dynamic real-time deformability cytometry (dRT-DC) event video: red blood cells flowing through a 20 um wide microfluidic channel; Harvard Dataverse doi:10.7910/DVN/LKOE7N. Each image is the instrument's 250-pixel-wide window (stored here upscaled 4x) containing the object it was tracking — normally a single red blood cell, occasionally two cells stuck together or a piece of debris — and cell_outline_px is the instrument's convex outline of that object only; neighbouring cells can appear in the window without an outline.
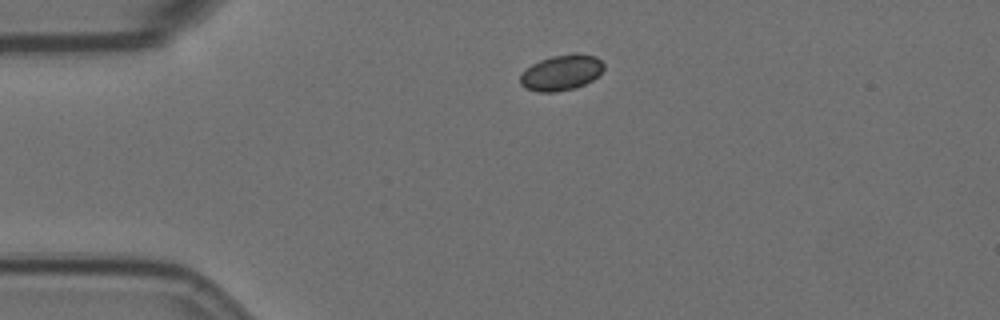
{"species": "Egyptian fruit bat (a non-hibernating species)", "species_latin": "Rousettus aegyptiacus", "temperature_condition": "room temperature", "stored_images_in_passage": 2, "camera_frame_rate_fps": 3000, "um_per_image_px": 0.085, "animal": {"sex": "female"}, "frame": {"image": 1, "passage_image": 1, "time_ms": 0.0, "image_size_px": [1000, 320], "cell_outline_px": [[604, 68], [592, 80], [584, 84], [572, 88], [556, 92], [540, 92], [524, 88], [520, 84], [520, 76], [532, 64], [540, 60], [552, 56], [572, 52], [576, 52], [596, 56], [604, 64]], "centroid_in_image_um": [47.71, 6.15], "position_along_channel_um": 37.3, "area_um2": 17.28}}
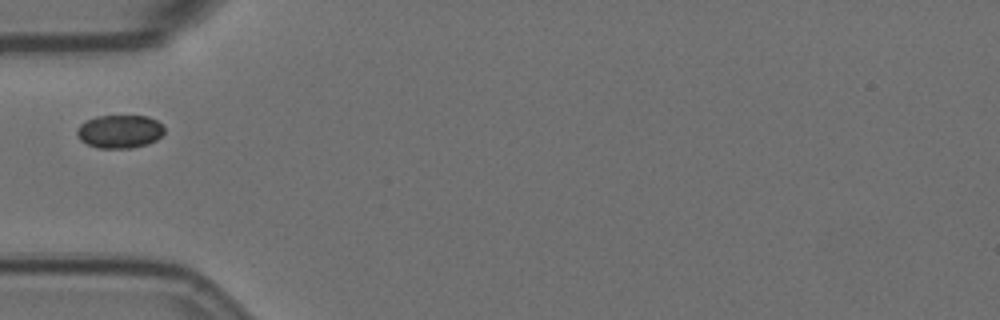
{"frame": {"image": 2, "passage_image": 2, "time_ms": 2.0, "image_size_px": [1000, 320], "cell_outline_px": [[164, 132], [156, 140], [148, 144], [132, 148], [100, 148], [88, 144], [80, 140], [76, 136], [76, 128], [80, 124], [96, 116], [148, 116], [156, 120], [164, 128]], "centroid_in_image_um": [10.15, 11.18], "position_along_channel_um": 74.8, "area_um2": 16.94}}